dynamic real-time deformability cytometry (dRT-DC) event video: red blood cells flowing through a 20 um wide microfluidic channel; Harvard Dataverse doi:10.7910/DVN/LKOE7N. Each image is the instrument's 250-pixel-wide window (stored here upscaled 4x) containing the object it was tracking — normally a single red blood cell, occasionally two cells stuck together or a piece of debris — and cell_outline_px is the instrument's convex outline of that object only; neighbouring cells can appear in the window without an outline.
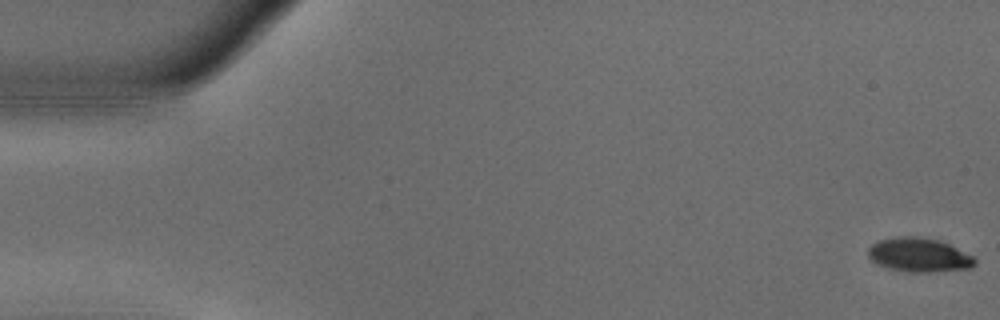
{"species": "common noctule bat (a hibernating species)", "species_latin": "Nyctalus noctula", "temperature_condition": "warm", "stored_images_in_passage": 55, "camera_frame_rate_fps": 3000, "um_per_image_px": 0.085, "animal": {"sex": "male", "body_mass_g": 18.8}, "frame": {"image": 1, "passage_image": 1, "time_ms": 0.0, "image_size_px": [1000, 320], "cell_outline_px": [[976, 264], [972, 268], [928, 272], [908, 272], [888, 268], [876, 264], [868, 256], [868, 248], [872, 244], [880, 240], [900, 236], [912, 236], [940, 240], [972, 256], [976, 260]], "centroid_in_image_um": [78.1, 21.68], "position_along_channel_um": 6.9, "area_um2": 21.04}}
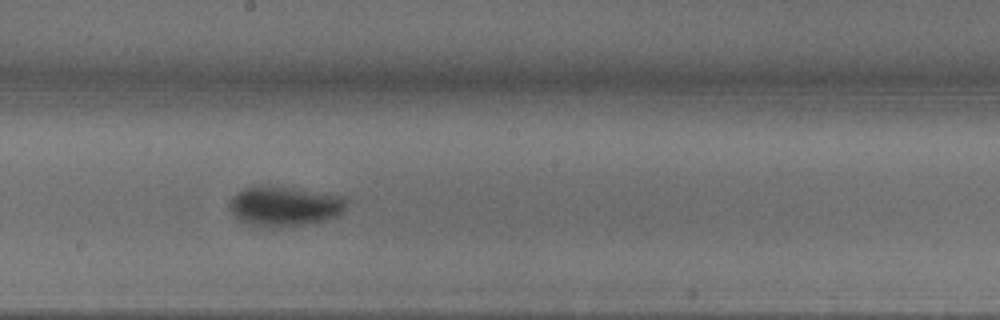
{"frame": {"image": 2, "passage_image": 30, "time_ms": 9.667, "image_size_px": [1000, 320], "cell_outline_px": [[348, 208], [344, 212], [336, 216], [324, 220], [304, 224], [280, 228], [260, 228], [248, 224], [240, 220], [232, 212], [228, 204], [232, 196], [244, 188], [256, 184], [260, 184], [292, 188], [344, 196], [348, 200]], "centroid_in_image_um": [24.18, 17.53], "position_along_channel_um": 224.0, "area_um2": 27.74}}
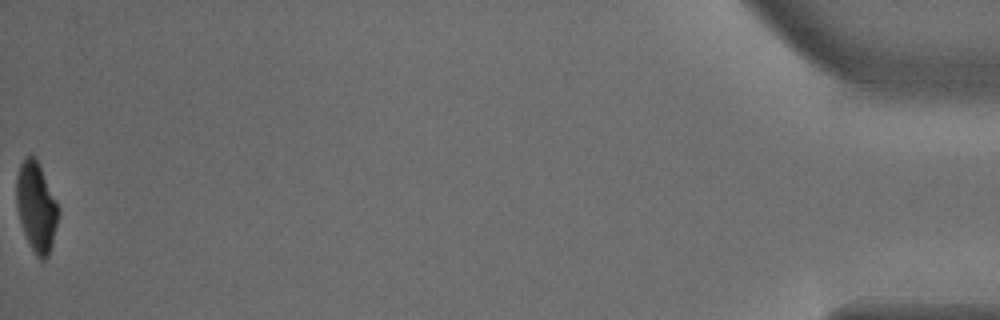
{"frame": {"image": 3, "passage_image": 55, "time_ms": 18.0, "image_size_px": [1000, 320], "cell_outline_px": [[60, 212], [52, 244], [48, 256], [44, 260], [40, 260], [36, 256], [24, 232], [20, 220], [16, 204], [16, 176], [20, 164], [28, 156], [36, 156], [60, 208]], "centroid_in_image_um": [3.1, 17.57], "position_along_channel_um": 432.1, "area_um2": 21.91}, "authors_computed_cell_mechanics": {"area_um2": 24.6228, "velocity_mm_per_s": 3.7022, "shape_relaxation_time_tau1_ms": 2.7779, "shape_relaxation_time_tau2_ms": null, "deformation_change_tau1": 0.1782, "deformation_change_tau2": null}}